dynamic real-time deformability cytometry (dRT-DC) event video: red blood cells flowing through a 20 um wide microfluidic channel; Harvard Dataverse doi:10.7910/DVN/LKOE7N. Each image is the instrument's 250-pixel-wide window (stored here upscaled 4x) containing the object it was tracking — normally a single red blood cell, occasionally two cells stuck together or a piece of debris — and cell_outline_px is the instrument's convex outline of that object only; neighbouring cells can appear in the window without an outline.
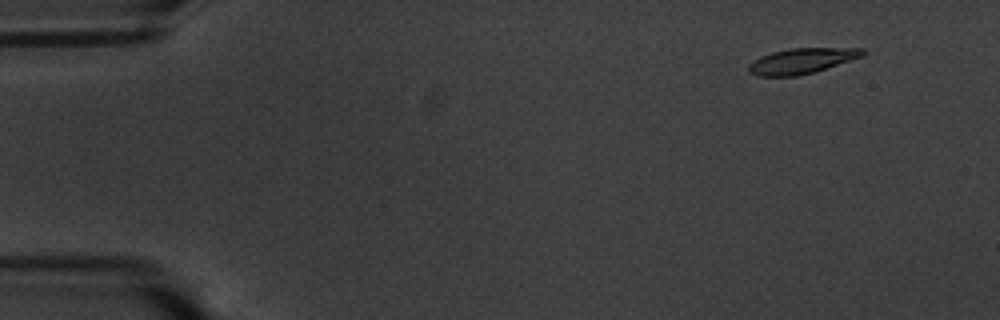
{"species": "common noctule bat (a hibernating species)", "species_latin": "Nyctalus noctula", "temperature_condition": "warm", "stored_images_in_passage": 54, "camera_frame_rate_fps": 3000, "um_per_image_px": 0.085, "animal": {"sex": "male", "body_mass_g": 20.1, "forearm_length_mm": 53.5}, "frame": {"image": 1, "passage_image": 2, "time_ms": 0.333, "image_size_px": [1000, 320], "cell_outline_px": [[864, 56], [816, 72], [796, 76], [756, 76], [748, 72], [748, 64], [752, 60], [760, 56], [772, 52], [788, 48], [864, 48]], "centroid_in_image_um": [68.12, 5.18], "position_along_channel_um": 16.9, "area_um2": 17.17}}
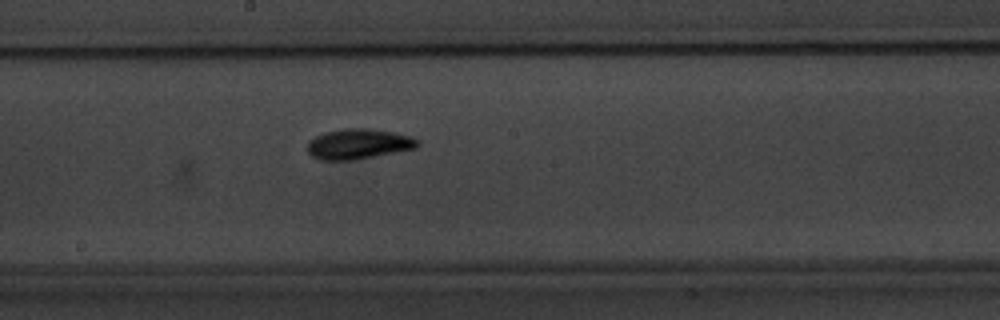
{"frame": {"image": 2, "passage_image": 28, "time_ms": 9.0, "image_size_px": [1000, 320], "cell_outline_px": [[420, 144], [416, 148], [356, 160], [320, 160], [312, 156], [308, 152], [308, 140], [324, 132], [344, 128], [368, 128], [392, 132], [408, 136], [420, 140]], "centroid_in_image_um": [30.46, 12.24], "position_along_channel_um": 217.7, "area_um2": 19.48}}
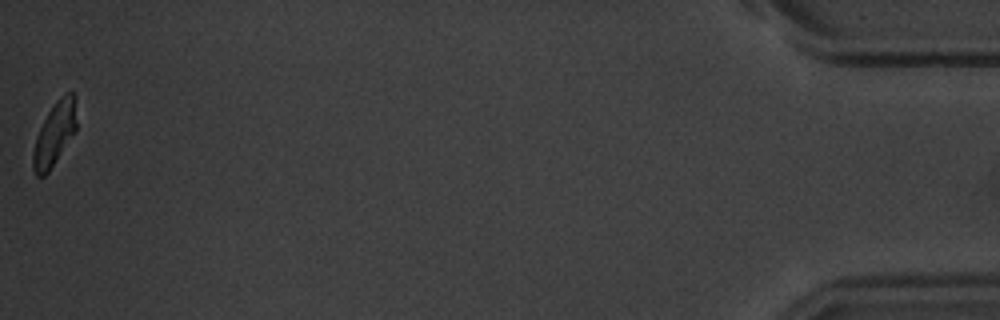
{"frame": {"image": 3, "passage_image": 54, "time_ms": 17.667, "image_size_px": [1000, 320], "cell_outline_px": [[76, 132], [48, 172], [44, 176], [36, 176], [32, 168], [32, 152], [36, 136], [52, 104], [60, 96], [68, 92], [72, 92], [76, 96]], "centroid_in_image_um": [4.64, 11.36], "position_along_channel_um": 430.6, "area_um2": 16.3}, "authors_computed_cell_mechanics": {"area_um2": 17.5423, "velocity_mm_per_s": 3.5296, "shape_relaxation_time_tau1_ms": 2.6817, "shape_relaxation_time_tau2_ms": 3.7503, "deformation_change_tau1": 0.1645, "deformation_change_tau2": 0.1012}}